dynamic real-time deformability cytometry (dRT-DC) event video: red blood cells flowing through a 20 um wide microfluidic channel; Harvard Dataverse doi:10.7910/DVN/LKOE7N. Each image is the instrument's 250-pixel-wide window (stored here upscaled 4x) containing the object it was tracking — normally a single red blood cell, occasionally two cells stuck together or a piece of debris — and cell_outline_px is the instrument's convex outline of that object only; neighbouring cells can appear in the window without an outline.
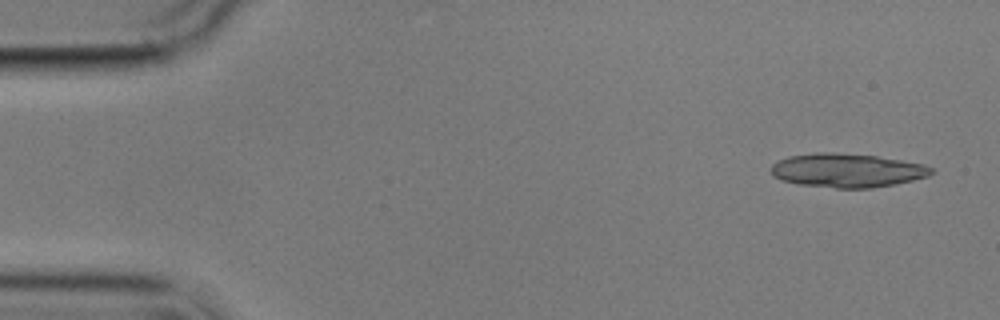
{"species": "common noctule bat (a hibernating species)", "species_latin": "Nyctalus noctula", "temperature_condition": "cold", "stored_images_in_passage": 7, "segment_of_instrument_passage": [1, 2], "camera_frame_rate_fps": 3000, "um_per_image_px": 0.085, "animal": {"sex": "male", "body_mass_g": 17.9}, "frame": {"image": 1, "passage_image": 1, "time_ms": 0.0, "image_size_px": [1000, 320], "cell_outline_px": [[936, 172], [928, 176], [896, 184], [872, 188], [836, 188], [800, 184], [780, 180], [772, 176], [772, 164], [788, 156], [816, 152], [828, 152], [876, 156], [924, 164], [932, 168]], "centroid_in_image_um": [72.01, 14.49], "position_along_channel_um": 13.0, "area_um2": 31.56}}